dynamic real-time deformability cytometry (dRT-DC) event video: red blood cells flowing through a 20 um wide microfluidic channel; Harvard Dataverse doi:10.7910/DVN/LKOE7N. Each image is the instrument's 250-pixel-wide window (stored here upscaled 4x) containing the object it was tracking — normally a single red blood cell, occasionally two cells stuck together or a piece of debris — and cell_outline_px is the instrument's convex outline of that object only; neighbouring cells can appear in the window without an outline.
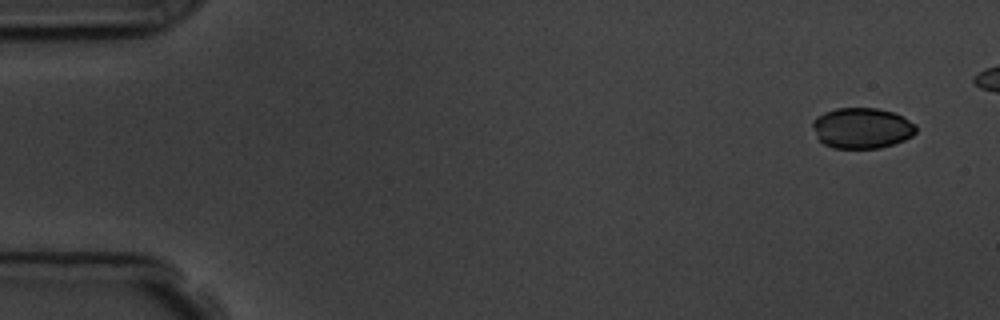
{"species": "common noctule bat (a hibernating species)", "species_latin": "Nyctalus noctula", "temperature_condition": "room temperature", "stored_images_in_passage": 48, "camera_frame_rate_fps": 3000, "um_per_image_px": 0.085, "animal": {"sex": "male", "body_mass_g": 19.5, "forearm_length_mm": 54.6}, "frame": {"image": 1, "passage_image": 1, "time_ms": 0.0, "image_size_px": [1000, 320], "cell_outline_px": [[916, 132], [912, 136], [904, 140], [880, 148], [832, 148], [824, 144], [816, 136], [812, 124], [812, 120], [816, 116], [824, 112], [836, 108], [876, 108], [892, 112], [916, 124]], "centroid_in_image_um": [73.23, 10.89], "position_along_channel_um": 11.8, "area_um2": 24.51}}
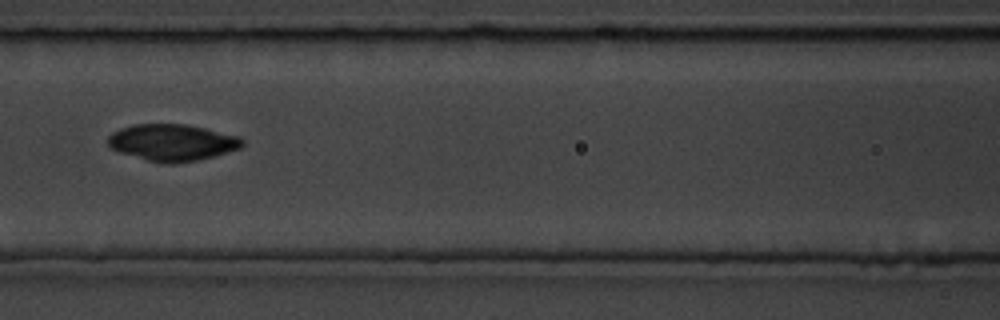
{"frame": {"image": 2, "passage_image": 23, "time_ms": 7.333, "image_size_px": [1000, 320], "cell_outline_px": [[244, 144], [240, 148], [216, 156], [176, 164], [168, 164], [148, 160], [120, 152], [112, 148], [108, 144], [108, 136], [112, 132], [120, 128], [132, 124], [188, 124], [240, 136], [244, 140]], "centroid_in_image_um": [14.67, 12.1], "position_along_channel_um": 151.9, "area_um2": 28.84}}
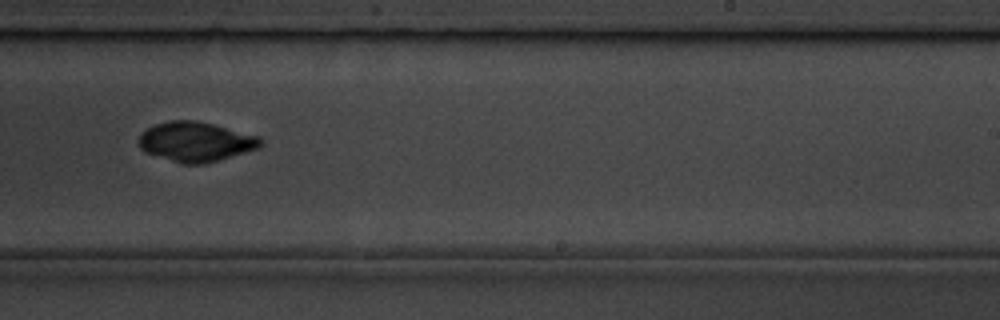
{"frame": {"image": 3, "passage_image": 33, "time_ms": 10.667, "image_size_px": [1000, 320], "cell_outline_px": [[264, 144], [260, 148], [220, 160], [204, 164], [180, 164], [144, 152], [140, 148], [140, 132], [156, 124], [168, 120], [196, 120], [260, 136], [264, 140]], "centroid_in_image_um": [16.67, 12.06], "position_along_channel_um": 272.3, "area_um2": 28.5}}